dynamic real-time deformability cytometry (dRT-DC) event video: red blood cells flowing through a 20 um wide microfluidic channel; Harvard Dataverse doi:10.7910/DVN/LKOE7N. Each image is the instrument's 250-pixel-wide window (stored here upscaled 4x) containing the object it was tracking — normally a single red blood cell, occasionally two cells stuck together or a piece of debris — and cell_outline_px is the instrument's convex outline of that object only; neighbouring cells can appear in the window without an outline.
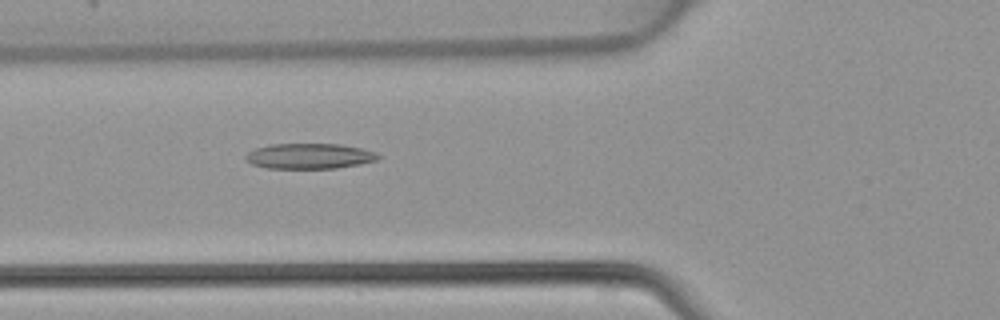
{"species": "common noctule bat (a hibernating species)", "species_latin": "Nyctalus noctula", "temperature_condition": "warm", "stored_images_in_passage": 45, "camera_frame_rate_fps": 3000, "um_per_image_px": 0.085, "animal": {"sex": "female", "body_mass_g": 22.7, "forearm_length_mm": 54.2}, "frame": {"image": 1, "passage_image": 17, "time_ms": 5.333, "image_size_px": [1000, 320], "cell_outline_px": [[380, 156], [376, 160], [360, 164], [336, 168], [268, 168], [252, 164], [244, 160], [244, 156], [248, 152], [256, 148], [268, 144], [340, 144], [360, 148], [376, 152]], "centroid_in_image_um": [26.26, 13.26], "position_along_channel_um": 99.5, "area_um2": 19.59}}
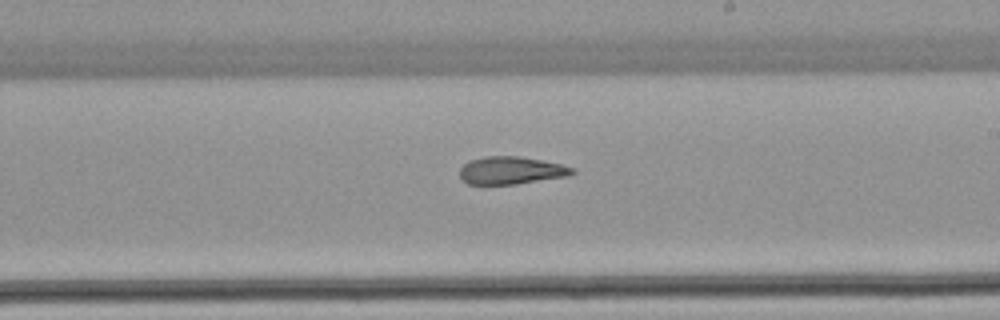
{"frame": {"image": 2, "passage_image": 27, "time_ms": 8.667, "image_size_px": [1000, 320], "cell_outline_px": [[576, 172], [568, 176], [516, 184], [468, 184], [460, 176], [460, 168], [468, 160], [484, 156], [520, 156], [560, 164], [576, 168]], "centroid_in_image_um": [43.45, 14.48], "position_along_channel_um": 245.5, "area_um2": 18.15}}
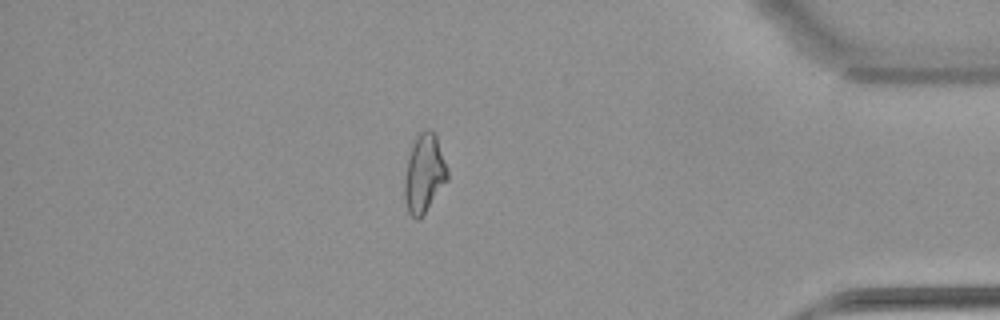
{"frame": {"image": 3, "passage_image": 40, "time_ms": 13.0, "image_size_px": [1000, 320], "cell_outline_px": [[448, 180], [424, 212], [416, 220], [408, 212], [404, 200], [404, 180], [408, 160], [412, 144], [416, 136], [424, 128], [428, 128], [436, 136], [448, 168]], "centroid_in_image_um": [36.05, 14.72], "position_along_channel_um": 399.1, "area_um2": 19.42}}